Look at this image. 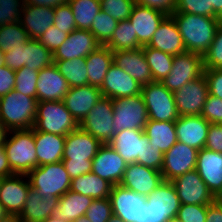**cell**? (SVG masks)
I'll list each match as a JSON object with an SVG mask.
<instances>
[{"mask_svg": "<svg viewBox=\"0 0 222 222\" xmlns=\"http://www.w3.org/2000/svg\"><path fill=\"white\" fill-rule=\"evenodd\" d=\"M147 46L173 56L186 52L175 20L170 15L160 23Z\"/></svg>", "mask_w": 222, "mask_h": 222, "instance_id": "obj_28", "label": "cell"}, {"mask_svg": "<svg viewBox=\"0 0 222 222\" xmlns=\"http://www.w3.org/2000/svg\"><path fill=\"white\" fill-rule=\"evenodd\" d=\"M167 16L165 13L150 7L134 5L128 20L132 24L138 43L141 46L149 44L160 23Z\"/></svg>", "mask_w": 222, "mask_h": 222, "instance_id": "obj_22", "label": "cell"}, {"mask_svg": "<svg viewBox=\"0 0 222 222\" xmlns=\"http://www.w3.org/2000/svg\"><path fill=\"white\" fill-rule=\"evenodd\" d=\"M208 82V92L212 96L222 99V69H204Z\"/></svg>", "mask_w": 222, "mask_h": 222, "instance_id": "obj_53", "label": "cell"}, {"mask_svg": "<svg viewBox=\"0 0 222 222\" xmlns=\"http://www.w3.org/2000/svg\"><path fill=\"white\" fill-rule=\"evenodd\" d=\"M30 39L20 21L0 26V50L5 53Z\"/></svg>", "mask_w": 222, "mask_h": 222, "instance_id": "obj_41", "label": "cell"}, {"mask_svg": "<svg viewBox=\"0 0 222 222\" xmlns=\"http://www.w3.org/2000/svg\"><path fill=\"white\" fill-rule=\"evenodd\" d=\"M113 185L95 175L93 172L86 173L71 180L70 190L89 196L93 199L109 198Z\"/></svg>", "mask_w": 222, "mask_h": 222, "instance_id": "obj_35", "label": "cell"}, {"mask_svg": "<svg viewBox=\"0 0 222 222\" xmlns=\"http://www.w3.org/2000/svg\"><path fill=\"white\" fill-rule=\"evenodd\" d=\"M92 165V172L113 186L121 183L127 167L125 160L109 144L99 148Z\"/></svg>", "mask_w": 222, "mask_h": 222, "instance_id": "obj_16", "label": "cell"}, {"mask_svg": "<svg viewBox=\"0 0 222 222\" xmlns=\"http://www.w3.org/2000/svg\"><path fill=\"white\" fill-rule=\"evenodd\" d=\"M27 177L32 189L36 190L43 198H60L71 187V178L62 161L45 164L32 169Z\"/></svg>", "mask_w": 222, "mask_h": 222, "instance_id": "obj_6", "label": "cell"}, {"mask_svg": "<svg viewBox=\"0 0 222 222\" xmlns=\"http://www.w3.org/2000/svg\"><path fill=\"white\" fill-rule=\"evenodd\" d=\"M59 198H43L36 190L30 188L27 200L19 217L23 222H43L55 215Z\"/></svg>", "mask_w": 222, "mask_h": 222, "instance_id": "obj_31", "label": "cell"}, {"mask_svg": "<svg viewBox=\"0 0 222 222\" xmlns=\"http://www.w3.org/2000/svg\"><path fill=\"white\" fill-rule=\"evenodd\" d=\"M175 12L220 18L210 5V0H176Z\"/></svg>", "mask_w": 222, "mask_h": 222, "instance_id": "obj_44", "label": "cell"}, {"mask_svg": "<svg viewBox=\"0 0 222 222\" xmlns=\"http://www.w3.org/2000/svg\"><path fill=\"white\" fill-rule=\"evenodd\" d=\"M135 3L158 10L166 15H172L176 6V0H135Z\"/></svg>", "mask_w": 222, "mask_h": 222, "instance_id": "obj_57", "label": "cell"}, {"mask_svg": "<svg viewBox=\"0 0 222 222\" xmlns=\"http://www.w3.org/2000/svg\"><path fill=\"white\" fill-rule=\"evenodd\" d=\"M68 34L52 25L37 40L43 44L49 51L54 53L60 45L66 40Z\"/></svg>", "mask_w": 222, "mask_h": 222, "instance_id": "obj_52", "label": "cell"}, {"mask_svg": "<svg viewBox=\"0 0 222 222\" xmlns=\"http://www.w3.org/2000/svg\"><path fill=\"white\" fill-rule=\"evenodd\" d=\"M24 66L40 71L53 64V53L37 39H29L24 43Z\"/></svg>", "mask_w": 222, "mask_h": 222, "instance_id": "obj_37", "label": "cell"}, {"mask_svg": "<svg viewBox=\"0 0 222 222\" xmlns=\"http://www.w3.org/2000/svg\"><path fill=\"white\" fill-rule=\"evenodd\" d=\"M4 65V53L0 50V67Z\"/></svg>", "mask_w": 222, "mask_h": 222, "instance_id": "obj_69", "label": "cell"}, {"mask_svg": "<svg viewBox=\"0 0 222 222\" xmlns=\"http://www.w3.org/2000/svg\"><path fill=\"white\" fill-rule=\"evenodd\" d=\"M60 74L67 80L71 87L88 85V72L85 58L71 60H53Z\"/></svg>", "mask_w": 222, "mask_h": 222, "instance_id": "obj_36", "label": "cell"}, {"mask_svg": "<svg viewBox=\"0 0 222 222\" xmlns=\"http://www.w3.org/2000/svg\"><path fill=\"white\" fill-rule=\"evenodd\" d=\"M43 222H69V221H63L62 219L58 218L56 215H53L44 220Z\"/></svg>", "mask_w": 222, "mask_h": 222, "instance_id": "obj_65", "label": "cell"}, {"mask_svg": "<svg viewBox=\"0 0 222 222\" xmlns=\"http://www.w3.org/2000/svg\"><path fill=\"white\" fill-rule=\"evenodd\" d=\"M37 99L12 90L0 97V122L10 130L34 127Z\"/></svg>", "mask_w": 222, "mask_h": 222, "instance_id": "obj_4", "label": "cell"}, {"mask_svg": "<svg viewBox=\"0 0 222 222\" xmlns=\"http://www.w3.org/2000/svg\"><path fill=\"white\" fill-rule=\"evenodd\" d=\"M214 12L222 19V0H210Z\"/></svg>", "mask_w": 222, "mask_h": 222, "instance_id": "obj_62", "label": "cell"}, {"mask_svg": "<svg viewBox=\"0 0 222 222\" xmlns=\"http://www.w3.org/2000/svg\"><path fill=\"white\" fill-rule=\"evenodd\" d=\"M107 222H124L121 218L117 216H111Z\"/></svg>", "mask_w": 222, "mask_h": 222, "instance_id": "obj_66", "label": "cell"}, {"mask_svg": "<svg viewBox=\"0 0 222 222\" xmlns=\"http://www.w3.org/2000/svg\"><path fill=\"white\" fill-rule=\"evenodd\" d=\"M168 222H183V221H181L179 218H177V217H173V218H171Z\"/></svg>", "mask_w": 222, "mask_h": 222, "instance_id": "obj_71", "label": "cell"}, {"mask_svg": "<svg viewBox=\"0 0 222 222\" xmlns=\"http://www.w3.org/2000/svg\"><path fill=\"white\" fill-rule=\"evenodd\" d=\"M0 222H23L19 215H6L4 218L0 219Z\"/></svg>", "mask_w": 222, "mask_h": 222, "instance_id": "obj_64", "label": "cell"}, {"mask_svg": "<svg viewBox=\"0 0 222 222\" xmlns=\"http://www.w3.org/2000/svg\"><path fill=\"white\" fill-rule=\"evenodd\" d=\"M114 133L136 129L144 130L148 122V111L141 94L113 99Z\"/></svg>", "mask_w": 222, "mask_h": 222, "instance_id": "obj_9", "label": "cell"}, {"mask_svg": "<svg viewBox=\"0 0 222 222\" xmlns=\"http://www.w3.org/2000/svg\"><path fill=\"white\" fill-rule=\"evenodd\" d=\"M20 23L30 39H38L54 23V8L24 4Z\"/></svg>", "mask_w": 222, "mask_h": 222, "instance_id": "obj_29", "label": "cell"}, {"mask_svg": "<svg viewBox=\"0 0 222 222\" xmlns=\"http://www.w3.org/2000/svg\"><path fill=\"white\" fill-rule=\"evenodd\" d=\"M201 116L210 124H222V99L208 94Z\"/></svg>", "mask_w": 222, "mask_h": 222, "instance_id": "obj_50", "label": "cell"}, {"mask_svg": "<svg viewBox=\"0 0 222 222\" xmlns=\"http://www.w3.org/2000/svg\"><path fill=\"white\" fill-rule=\"evenodd\" d=\"M170 16L175 20L186 51L204 56L222 19L178 12Z\"/></svg>", "mask_w": 222, "mask_h": 222, "instance_id": "obj_2", "label": "cell"}, {"mask_svg": "<svg viewBox=\"0 0 222 222\" xmlns=\"http://www.w3.org/2000/svg\"><path fill=\"white\" fill-rule=\"evenodd\" d=\"M142 85L128 73L113 63L100 87L102 96L110 99L141 94Z\"/></svg>", "mask_w": 222, "mask_h": 222, "instance_id": "obj_21", "label": "cell"}, {"mask_svg": "<svg viewBox=\"0 0 222 222\" xmlns=\"http://www.w3.org/2000/svg\"><path fill=\"white\" fill-rule=\"evenodd\" d=\"M117 24V20L101 9L95 16L89 31L95 36L101 45L105 46L111 40Z\"/></svg>", "mask_w": 222, "mask_h": 222, "instance_id": "obj_42", "label": "cell"}, {"mask_svg": "<svg viewBox=\"0 0 222 222\" xmlns=\"http://www.w3.org/2000/svg\"><path fill=\"white\" fill-rule=\"evenodd\" d=\"M112 51L134 50L142 47L137 40L132 24L129 20L119 21L111 40L105 45Z\"/></svg>", "mask_w": 222, "mask_h": 222, "instance_id": "obj_40", "label": "cell"}, {"mask_svg": "<svg viewBox=\"0 0 222 222\" xmlns=\"http://www.w3.org/2000/svg\"><path fill=\"white\" fill-rule=\"evenodd\" d=\"M127 164L138 163L161 171L164 153L149 142L144 130H121L113 135L108 143Z\"/></svg>", "mask_w": 222, "mask_h": 222, "instance_id": "obj_1", "label": "cell"}, {"mask_svg": "<svg viewBox=\"0 0 222 222\" xmlns=\"http://www.w3.org/2000/svg\"><path fill=\"white\" fill-rule=\"evenodd\" d=\"M38 72L35 69H30L27 66L15 71V87L14 90L25 96L34 97L37 99V81Z\"/></svg>", "mask_w": 222, "mask_h": 222, "instance_id": "obj_43", "label": "cell"}, {"mask_svg": "<svg viewBox=\"0 0 222 222\" xmlns=\"http://www.w3.org/2000/svg\"><path fill=\"white\" fill-rule=\"evenodd\" d=\"M24 44L4 53V65L16 71L24 66Z\"/></svg>", "mask_w": 222, "mask_h": 222, "instance_id": "obj_55", "label": "cell"}, {"mask_svg": "<svg viewBox=\"0 0 222 222\" xmlns=\"http://www.w3.org/2000/svg\"><path fill=\"white\" fill-rule=\"evenodd\" d=\"M24 178H28L26 174H14L2 179L0 202L7 214L20 215L24 208L27 193L31 188L29 179L24 181Z\"/></svg>", "mask_w": 222, "mask_h": 222, "instance_id": "obj_17", "label": "cell"}, {"mask_svg": "<svg viewBox=\"0 0 222 222\" xmlns=\"http://www.w3.org/2000/svg\"><path fill=\"white\" fill-rule=\"evenodd\" d=\"M88 85L101 87L113 62V51L107 46H100L86 58Z\"/></svg>", "mask_w": 222, "mask_h": 222, "instance_id": "obj_32", "label": "cell"}, {"mask_svg": "<svg viewBox=\"0 0 222 222\" xmlns=\"http://www.w3.org/2000/svg\"><path fill=\"white\" fill-rule=\"evenodd\" d=\"M113 62L141 85L153 82L143 47L134 50L113 51Z\"/></svg>", "mask_w": 222, "mask_h": 222, "instance_id": "obj_27", "label": "cell"}, {"mask_svg": "<svg viewBox=\"0 0 222 222\" xmlns=\"http://www.w3.org/2000/svg\"><path fill=\"white\" fill-rule=\"evenodd\" d=\"M9 134L4 144L9 165L15 174L27 175L37 167L34 128L10 130Z\"/></svg>", "mask_w": 222, "mask_h": 222, "instance_id": "obj_5", "label": "cell"}, {"mask_svg": "<svg viewBox=\"0 0 222 222\" xmlns=\"http://www.w3.org/2000/svg\"><path fill=\"white\" fill-rule=\"evenodd\" d=\"M2 179H3V177H0V187H1Z\"/></svg>", "mask_w": 222, "mask_h": 222, "instance_id": "obj_72", "label": "cell"}, {"mask_svg": "<svg viewBox=\"0 0 222 222\" xmlns=\"http://www.w3.org/2000/svg\"><path fill=\"white\" fill-rule=\"evenodd\" d=\"M198 150L177 141L164 153L161 174L164 181L175 178L196 168Z\"/></svg>", "mask_w": 222, "mask_h": 222, "instance_id": "obj_13", "label": "cell"}, {"mask_svg": "<svg viewBox=\"0 0 222 222\" xmlns=\"http://www.w3.org/2000/svg\"><path fill=\"white\" fill-rule=\"evenodd\" d=\"M210 123L201 115L179 116L175 121L177 141L197 149L205 148Z\"/></svg>", "mask_w": 222, "mask_h": 222, "instance_id": "obj_24", "label": "cell"}, {"mask_svg": "<svg viewBox=\"0 0 222 222\" xmlns=\"http://www.w3.org/2000/svg\"><path fill=\"white\" fill-rule=\"evenodd\" d=\"M215 199L222 206V193H220Z\"/></svg>", "mask_w": 222, "mask_h": 222, "instance_id": "obj_70", "label": "cell"}, {"mask_svg": "<svg viewBox=\"0 0 222 222\" xmlns=\"http://www.w3.org/2000/svg\"><path fill=\"white\" fill-rule=\"evenodd\" d=\"M206 222H222V206L216 199L207 207Z\"/></svg>", "mask_w": 222, "mask_h": 222, "instance_id": "obj_58", "label": "cell"}, {"mask_svg": "<svg viewBox=\"0 0 222 222\" xmlns=\"http://www.w3.org/2000/svg\"><path fill=\"white\" fill-rule=\"evenodd\" d=\"M204 69H222V21L219 24L214 40L203 56Z\"/></svg>", "mask_w": 222, "mask_h": 222, "instance_id": "obj_45", "label": "cell"}, {"mask_svg": "<svg viewBox=\"0 0 222 222\" xmlns=\"http://www.w3.org/2000/svg\"><path fill=\"white\" fill-rule=\"evenodd\" d=\"M195 169L215 198L222 193V153L202 148Z\"/></svg>", "mask_w": 222, "mask_h": 222, "instance_id": "obj_23", "label": "cell"}, {"mask_svg": "<svg viewBox=\"0 0 222 222\" xmlns=\"http://www.w3.org/2000/svg\"><path fill=\"white\" fill-rule=\"evenodd\" d=\"M78 127L79 123L67 110L63 101L37 103L33 127L36 131L66 136Z\"/></svg>", "mask_w": 222, "mask_h": 222, "instance_id": "obj_7", "label": "cell"}, {"mask_svg": "<svg viewBox=\"0 0 222 222\" xmlns=\"http://www.w3.org/2000/svg\"><path fill=\"white\" fill-rule=\"evenodd\" d=\"M142 47L152 73L153 82H162L171 71L174 56L147 45Z\"/></svg>", "mask_w": 222, "mask_h": 222, "instance_id": "obj_38", "label": "cell"}, {"mask_svg": "<svg viewBox=\"0 0 222 222\" xmlns=\"http://www.w3.org/2000/svg\"><path fill=\"white\" fill-rule=\"evenodd\" d=\"M205 148L222 153V124H210Z\"/></svg>", "mask_w": 222, "mask_h": 222, "instance_id": "obj_54", "label": "cell"}, {"mask_svg": "<svg viewBox=\"0 0 222 222\" xmlns=\"http://www.w3.org/2000/svg\"><path fill=\"white\" fill-rule=\"evenodd\" d=\"M144 133L148 137L152 148L167 152L177 142L175 122H160L149 120L145 125Z\"/></svg>", "mask_w": 222, "mask_h": 222, "instance_id": "obj_34", "label": "cell"}, {"mask_svg": "<svg viewBox=\"0 0 222 222\" xmlns=\"http://www.w3.org/2000/svg\"><path fill=\"white\" fill-rule=\"evenodd\" d=\"M74 222H91V221H89V219L85 215H83L77 218Z\"/></svg>", "mask_w": 222, "mask_h": 222, "instance_id": "obj_67", "label": "cell"}, {"mask_svg": "<svg viewBox=\"0 0 222 222\" xmlns=\"http://www.w3.org/2000/svg\"><path fill=\"white\" fill-rule=\"evenodd\" d=\"M9 130L0 122V146H4Z\"/></svg>", "mask_w": 222, "mask_h": 222, "instance_id": "obj_63", "label": "cell"}, {"mask_svg": "<svg viewBox=\"0 0 222 222\" xmlns=\"http://www.w3.org/2000/svg\"><path fill=\"white\" fill-rule=\"evenodd\" d=\"M109 198L114 216L124 222H140L141 208L146 203L145 196L118 184L113 186Z\"/></svg>", "mask_w": 222, "mask_h": 222, "instance_id": "obj_18", "label": "cell"}, {"mask_svg": "<svg viewBox=\"0 0 222 222\" xmlns=\"http://www.w3.org/2000/svg\"><path fill=\"white\" fill-rule=\"evenodd\" d=\"M24 4H30L34 6H46L55 8L59 5L66 4L68 0H23Z\"/></svg>", "mask_w": 222, "mask_h": 222, "instance_id": "obj_60", "label": "cell"}, {"mask_svg": "<svg viewBox=\"0 0 222 222\" xmlns=\"http://www.w3.org/2000/svg\"><path fill=\"white\" fill-rule=\"evenodd\" d=\"M15 71L6 65L0 67V97L7 95L15 87Z\"/></svg>", "mask_w": 222, "mask_h": 222, "instance_id": "obj_56", "label": "cell"}, {"mask_svg": "<svg viewBox=\"0 0 222 222\" xmlns=\"http://www.w3.org/2000/svg\"><path fill=\"white\" fill-rule=\"evenodd\" d=\"M23 2V0H0V26L20 21Z\"/></svg>", "mask_w": 222, "mask_h": 222, "instance_id": "obj_49", "label": "cell"}, {"mask_svg": "<svg viewBox=\"0 0 222 222\" xmlns=\"http://www.w3.org/2000/svg\"><path fill=\"white\" fill-rule=\"evenodd\" d=\"M208 205L181 204L177 218L183 222H206Z\"/></svg>", "mask_w": 222, "mask_h": 222, "instance_id": "obj_51", "label": "cell"}, {"mask_svg": "<svg viewBox=\"0 0 222 222\" xmlns=\"http://www.w3.org/2000/svg\"><path fill=\"white\" fill-rule=\"evenodd\" d=\"M102 46L89 30L75 29L53 53V60L86 58Z\"/></svg>", "mask_w": 222, "mask_h": 222, "instance_id": "obj_20", "label": "cell"}, {"mask_svg": "<svg viewBox=\"0 0 222 222\" xmlns=\"http://www.w3.org/2000/svg\"><path fill=\"white\" fill-rule=\"evenodd\" d=\"M141 95L148 111L149 120L175 122L179 118L174 94L161 82L142 85Z\"/></svg>", "mask_w": 222, "mask_h": 222, "instance_id": "obj_8", "label": "cell"}, {"mask_svg": "<svg viewBox=\"0 0 222 222\" xmlns=\"http://www.w3.org/2000/svg\"><path fill=\"white\" fill-rule=\"evenodd\" d=\"M69 89L67 80L60 74L54 63L38 72L37 102L63 101Z\"/></svg>", "mask_w": 222, "mask_h": 222, "instance_id": "obj_25", "label": "cell"}, {"mask_svg": "<svg viewBox=\"0 0 222 222\" xmlns=\"http://www.w3.org/2000/svg\"><path fill=\"white\" fill-rule=\"evenodd\" d=\"M53 25L67 34L77 29L74 15L68 2L54 8Z\"/></svg>", "mask_w": 222, "mask_h": 222, "instance_id": "obj_48", "label": "cell"}, {"mask_svg": "<svg viewBox=\"0 0 222 222\" xmlns=\"http://www.w3.org/2000/svg\"><path fill=\"white\" fill-rule=\"evenodd\" d=\"M6 215L8 214L5 212V209L3 208V205L0 202V219L4 218Z\"/></svg>", "mask_w": 222, "mask_h": 222, "instance_id": "obj_68", "label": "cell"}, {"mask_svg": "<svg viewBox=\"0 0 222 222\" xmlns=\"http://www.w3.org/2000/svg\"><path fill=\"white\" fill-rule=\"evenodd\" d=\"M181 204L209 205L215 200L197 170L189 171L171 181Z\"/></svg>", "mask_w": 222, "mask_h": 222, "instance_id": "obj_14", "label": "cell"}, {"mask_svg": "<svg viewBox=\"0 0 222 222\" xmlns=\"http://www.w3.org/2000/svg\"><path fill=\"white\" fill-rule=\"evenodd\" d=\"M161 171L148 168L138 163L127 164L120 185L142 196L150 195L161 183Z\"/></svg>", "mask_w": 222, "mask_h": 222, "instance_id": "obj_19", "label": "cell"}, {"mask_svg": "<svg viewBox=\"0 0 222 222\" xmlns=\"http://www.w3.org/2000/svg\"><path fill=\"white\" fill-rule=\"evenodd\" d=\"M102 145L80 127L66 135L62 162L71 179L92 172V159Z\"/></svg>", "mask_w": 222, "mask_h": 222, "instance_id": "obj_3", "label": "cell"}, {"mask_svg": "<svg viewBox=\"0 0 222 222\" xmlns=\"http://www.w3.org/2000/svg\"><path fill=\"white\" fill-rule=\"evenodd\" d=\"M101 98L100 87L86 85L71 87L63 102L75 120L80 123Z\"/></svg>", "mask_w": 222, "mask_h": 222, "instance_id": "obj_26", "label": "cell"}, {"mask_svg": "<svg viewBox=\"0 0 222 222\" xmlns=\"http://www.w3.org/2000/svg\"><path fill=\"white\" fill-rule=\"evenodd\" d=\"M12 171L4 146H0V177H9L14 175Z\"/></svg>", "mask_w": 222, "mask_h": 222, "instance_id": "obj_59", "label": "cell"}, {"mask_svg": "<svg viewBox=\"0 0 222 222\" xmlns=\"http://www.w3.org/2000/svg\"><path fill=\"white\" fill-rule=\"evenodd\" d=\"M173 94L179 116L201 115L209 94L205 75L203 74L197 79L184 84Z\"/></svg>", "mask_w": 222, "mask_h": 222, "instance_id": "obj_12", "label": "cell"}, {"mask_svg": "<svg viewBox=\"0 0 222 222\" xmlns=\"http://www.w3.org/2000/svg\"><path fill=\"white\" fill-rule=\"evenodd\" d=\"M93 200L89 196L69 190L59 198L55 215L63 221L74 222L80 216L85 215Z\"/></svg>", "mask_w": 222, "mask_h": 222, "instance_id": "obj_33", "label": "cell"}, {"mask_svg": "<svg viewBox=\"0 0 222 222\" xmlns=\"http://www.w3.org/2000/svg\"><path fill=\"white\" fill-rule=\"evenodd\" d=\"M85 216L91 222H107L113 216L110 198L94 199Z\"/></svg>", "mask_w": 222, "mask_h": 222, "instance_id": "obj_47", "label": "cell"}, {"mask_svg": "<svg viewBox=\"0 0 222 222\" xmlns=\"http://www.w3.org/2000/svg\"><path fill=\"white\" fill-rule=\"evenodd\" d=\"M140 222H155V215L151 208H147L146 203L141 208Z\"/></svg>", "mask_w": 222, "mask_h": 222, "instance_id": "obj_61", "label": "cell"}, {"mask_svg": "<svg viewBox=\"0 0 222 222\" xmlns=\"http://www.w3.org/2000/svg\"><path fill=\"white\" fill-rule=\"evenodd\" d=\"M77 29L89 30L101 10L100 0H68Z\"/></svg>", "mask_w": 222, "mask_h": 222, "instance_id": "obj_39", "label": "cell"}, {"mask_svg": "<svg viewBox=\"0 0 222 222\" xmlns=\"http://www.w3.org/2000/svg\"><path fill=\"white\" fill-rule=\"evenodd\" d=\"M66 136L36 131L34 141L37 154V166L62 161Z\"/></svg>", "mask_w": 222, "mask_h": 222, "instance_id": "obj_30", "label": "cell"}, {"mask_svg": "<svg viewBox=\"0 0 222 222\" xmlns=\"http://www.w3.org/2000/svg\"><path fill=\"white\" fill-rule=\"evenodd\" d=\"M204 74L203 56L184 52L173 57L171 71L161 82L170 92L179 90L184 84Z\"/></svg>", "mask_w": 222, "mask_h": 222, "instance_id": "obj_11", "label": "cell"}, {"mask_svg": "<svg viewBox=\"0 0 222 222\" xmlns=\"http://www.w3.org/2000/svg\"><path fill=\"white\" fill-rule=\"evenodd\" d=\"M180 200L171 181H164L146 197V206L155 215V222H168L176 217L180 209Z\"/></svg>", "mask_w": 222, "mask_h": 222, "instance_id": "obj_15", "label": "cell"}, {"mask_svg": "<svg viewBox=\"0 0 222 222\" xmlns=\"http://www.w3.org/2000/svg\"><path fill=\"white\" fill-rule=\"evenodd\" d=\"M101 9L115 20H128L134 7L135 0H101Z\"/></svg>", "mask_w": 222, "mask_h": 222, "instance_id": "obj_46", "label": "cell"}, {"mask_svg": "<svg viewBox=\"0 0 222 222\" xmlns=\"http://www.w3.org/2000/svg\"><path fill=\"white\" fill-rule=\"evenodd\" d=\"M113 116V100L102 96L79 123V127L90 133L102 144H108L115 134Z\"/></svg>", "mask_w": 222, "mask_h": 222, "instance_id": "obj_10", "label": "cell"}]
</instances>
